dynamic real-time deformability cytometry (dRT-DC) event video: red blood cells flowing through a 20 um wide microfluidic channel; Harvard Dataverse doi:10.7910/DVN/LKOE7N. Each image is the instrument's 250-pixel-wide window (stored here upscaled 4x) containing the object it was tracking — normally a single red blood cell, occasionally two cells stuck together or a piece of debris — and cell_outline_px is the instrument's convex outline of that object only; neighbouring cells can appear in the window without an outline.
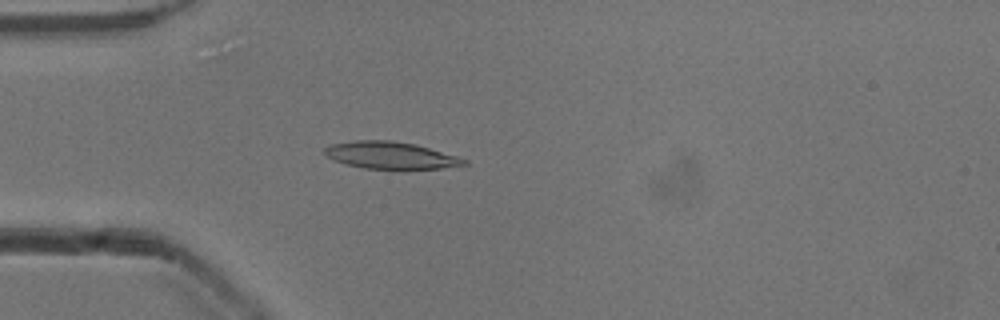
{"species": "common noctule bat (a hibernating species)", "species_latin": "Nyctalus noctula", "temperature_condition": "cold", "stored_images_in_passage": 38, "camera_frame_rate_fps": 3000, "um_per_image_px": 0.085, "animal": {"sex": "male", "body_mass_g": 13.3}, "frame": {"image": 1, "passage_image": 1, "time_ms": 0.0, "image_size_px": [1000, 320], "cell_outline_px": [[468, 164], [440, 168], [364, 168], [344, 164], [324, 156], [324, 148], [332, 144], [356, 140], [392, 140], [416, 144], [456, 156], [468, 160]], "centroid_in_image_um": [33.15, 13.19], "position_along_channel_um": 51.8, "area_um2": 21.79}}
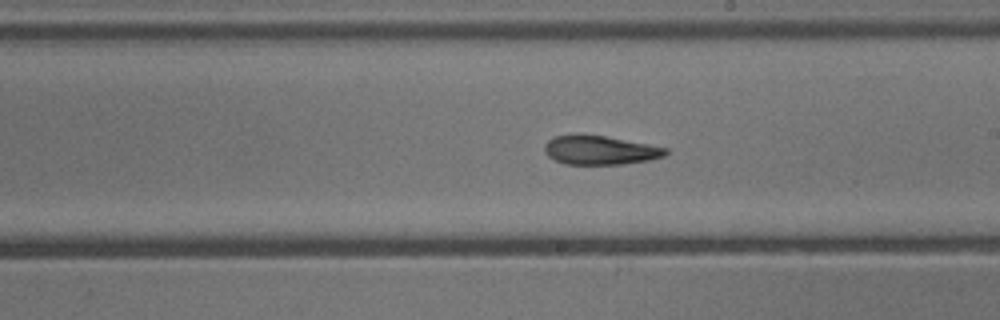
{"frame": {"image": 2, "passage_image": 16, "time_ms": 5.0, "image_size_px": [1000, 320], "cell_outline_px": [[668, 152], [664, 156], [648, 160], [624, 164], [564, 164], [548, 156], [544, 152], [544, 144], [548, 140], [556, 136], [604, 136], [648, 144], [668, 148]], "centroid_in_image_um": [51.01, 12.79], "position_along_channel_um": 238.0, "area_um2": 20.0}}
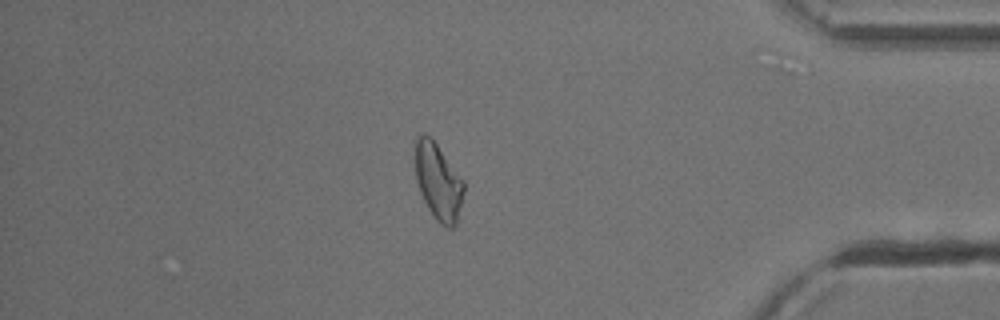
{"frame": {"image": 3, "passage_image": 31, "time_ms": 10.0, "image_size_px": [1000, 320], "cell_outline_px": [[464, 192], [456, 224], [452, 228], [448, 228], [440, 224], [436, 220], [428, 208], [420, 192], [416, 180], [416, 140], [424, 132], [436, 144], [464, 180]], "centroid_in_image_um": [37.27, 15.48], "position_along_channel_um": 397.9, "area_um2": 21.33}, "authors_computed_cell_mechanics": {"area_um2": 21.5016, "velocity_mm_per_s": 3.9143, "shape_relaxation_time_tau1_ms": 5.4632, "shape_relaxation_time_tau2_ms": 4.6922, "deformation_change_tau1": 0.1747, "deformation_change_tau2": 0.133}}